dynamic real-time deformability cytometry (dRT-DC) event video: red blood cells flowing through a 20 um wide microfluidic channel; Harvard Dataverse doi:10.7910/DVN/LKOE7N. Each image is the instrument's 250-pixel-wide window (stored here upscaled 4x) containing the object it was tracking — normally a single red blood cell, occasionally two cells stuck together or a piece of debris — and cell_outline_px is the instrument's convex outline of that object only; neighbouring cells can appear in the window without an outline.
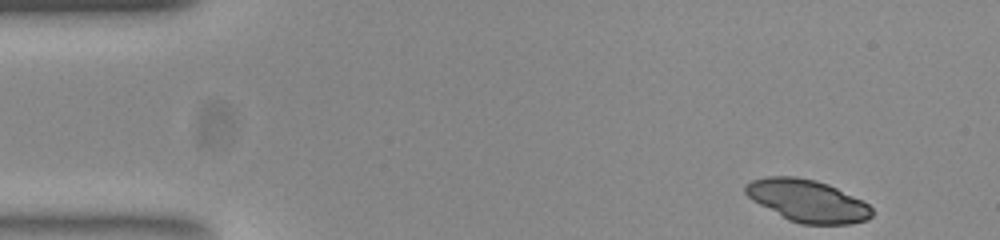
{"species": "common noctule bat (a hibernating species)", "species_latin": "Nyctalus noctula", "temperature_condition": "room temperature", "stored_images_in_passage": 49, "camera_frame_rate_fps": 3000, "um_per_image_px": 0.085, "animal": {"sex": "female", "body_mass_g": 23.0, "forearm_length_mm": 53.4}, "frame": {"image": 1, "passage_image": 1, "time_ms": 0.0, "image_size_px": [1000, 240], "cell_outline_px": [[872, 216], [868, 220], [848, 224], [800, 224], [788, 220], [752, 200], [744, 192], [744, 184], [752, 180], [768, 176], [796, 176], [816, 180], [828, 184], [868, 204], [872, 208]], "centroid_in_image_um": [68.6, 17.06], "position_along_channel_um": 16.4, "area_um2": 31.04}}